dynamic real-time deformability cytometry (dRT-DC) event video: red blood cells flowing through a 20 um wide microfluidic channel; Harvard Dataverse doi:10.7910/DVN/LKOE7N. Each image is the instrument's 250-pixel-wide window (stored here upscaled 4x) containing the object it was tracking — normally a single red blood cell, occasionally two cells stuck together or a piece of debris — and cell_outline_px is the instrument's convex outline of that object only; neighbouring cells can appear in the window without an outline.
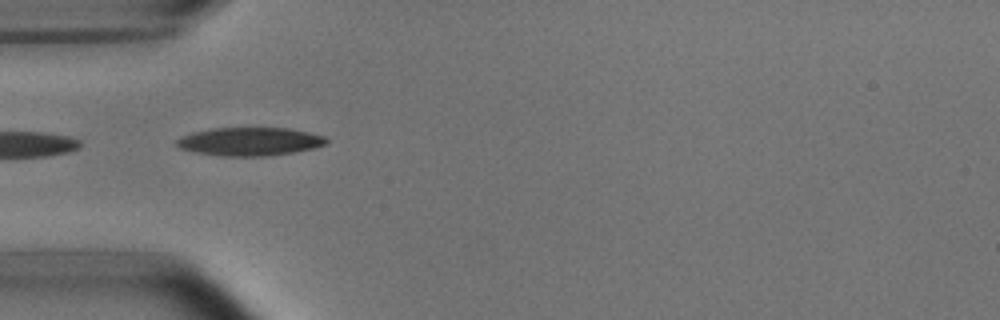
{"species": "common noctule bat (a hibernating species)", "species_latin": "Nyctalus noctula", "temperature_condition": "room temperature", "stored_images_in_passage": 5, "camera_frame_rate_fps": 3000, "um_per_image_px": 0.085, "animal": {"sex": "male", "body_mass_g": 15.6}, "frame": {"image": 1, "passage_image": 5, "time_ms": 1.333, "image_size_px": [1000, 320], "cell_outline_px": [[328, 144], [312, 148], [292, 152], [268, 156], [224, 156], [196, 152], [180, 148], [176, 144], [176, 140], [192, 132], [212, 128], [288, 128], [308, 132], [324, 136], [328, 140]], "centroid_in_image_um": [21.24, 12.02], "position_along_channel_um": 63.8, "area_um2": 24.51}}